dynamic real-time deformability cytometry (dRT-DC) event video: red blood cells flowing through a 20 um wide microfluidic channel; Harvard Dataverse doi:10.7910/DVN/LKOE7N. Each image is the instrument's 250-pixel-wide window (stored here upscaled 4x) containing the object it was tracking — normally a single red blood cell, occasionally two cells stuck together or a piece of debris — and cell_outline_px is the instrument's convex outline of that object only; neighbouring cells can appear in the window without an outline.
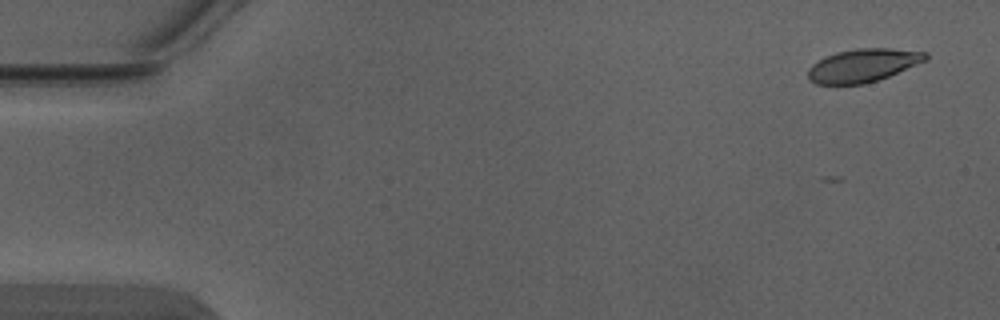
{"species": "Egyptian fruit bat (a non-hibernating species)", "species_latin": "Rousettus aegyptiacus", "temperature_condition": "warm", "stored_images_in_passage": 5, "segment_of_instrument_passage": [1, 2], "camera_frame_rate_fps": 3000, "um_per_image_px": 0.085, "animal": {"sex": "male"}, "frame": {"image": 1, "passage_image": 1, "time_ms": 0.0, "image_size_px": [1000, 320], "cell_outline_px": [[928, 60], [888, 76], [864, 84], [816, 84], [808, 76], [808, 68], [812, 64], [824, 56], [836, 52], [856, 48], [888, 48], [928, 52]], "centroid_in_image_um": [73.36, 5.54], "position_along_channel_um": 11.6, "area_um2": 22.72}}
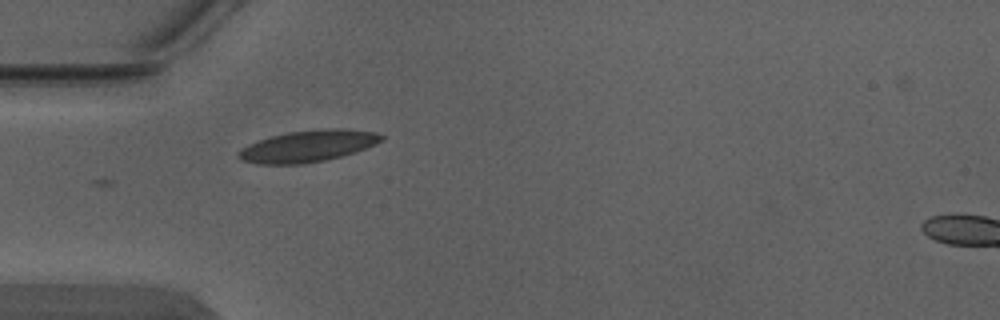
{"frame": {"image": 2, "passage_image": 4, "time_ms": 1.0, "image_size_px": [1000, 320], "cell_outline_px": [[384, 140], [376, 144], [356, 152], [324, 160], [304, 164], [256, 164], [240, 160], [236, 156], [236, 152], [240, 148], [248, 144], [272, 136], [288, 132], [324, 128], [344, 128], [376, 132], [384, 136]], "centroid_in_image_um": [26.17, 12.42], "position_along_channel_um": 58.8, "area_um2": 26.59}}